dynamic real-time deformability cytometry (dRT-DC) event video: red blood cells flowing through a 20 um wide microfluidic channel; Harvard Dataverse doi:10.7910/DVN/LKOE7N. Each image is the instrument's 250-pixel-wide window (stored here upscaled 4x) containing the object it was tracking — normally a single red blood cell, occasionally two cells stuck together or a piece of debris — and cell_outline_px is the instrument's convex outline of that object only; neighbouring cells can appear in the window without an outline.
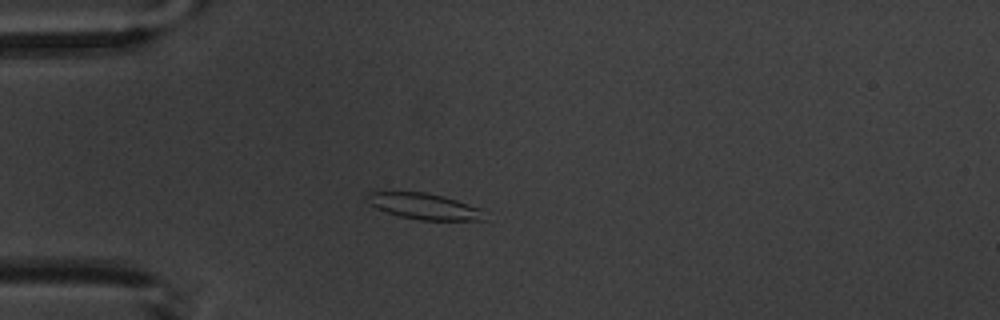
{"species": "common noctule bat (a hibernating species)", "species_latin": "Nyctalus noctula", "temperature_condition": "warm", "stored_images_in_passage": 7, "camera_frame_rate_fps": 3000, "um_per_image_px": 0.085, "animal": {"sex": "male", "body_mass_g": 20.1, "forearm_length_mm": 53.5}, "frame": {"image": 1, "passage_image": 4, "time_ms": 4.333, "image_size_px": [1000, 320], "cell_outline_px": [[484, 220], [420, 220], [400, 216], [376, 208], [368, 200], [368, 192], [384, 188], [424, 192], [444, 196], [480, 208]], "centroid_in_image_um": [35.94, 17.47], "position_along_channel_um": 49.1, "area_um2": 18.15}}
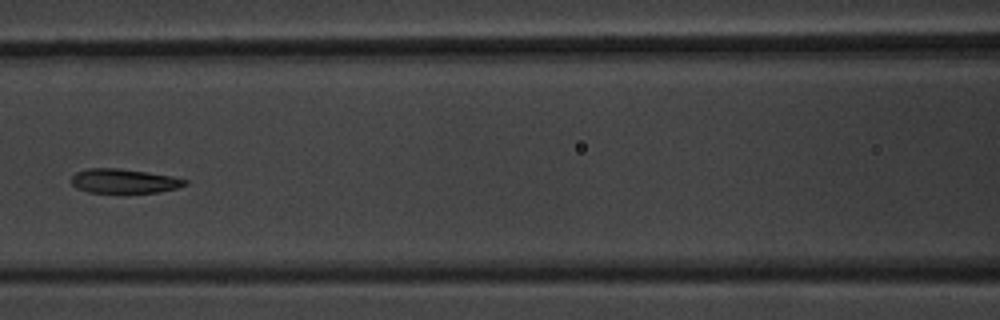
{"frame": {"image": 2, "passage_image": 7, "time_ms": 7.667, "image_size_px": [1000, 320], "cell_outline_px": [[188, 184], [176, 188], [160, 192], [88, 192], [76, 188], [72, 184], [72, 176], [76, 172], [88, 168], [116, 168], [172, 176], [188, 180]], "centroid_in_image_um": [10.54, 15.39], "position_along_channel_um": 156.1, "area_um2": 15.9}}